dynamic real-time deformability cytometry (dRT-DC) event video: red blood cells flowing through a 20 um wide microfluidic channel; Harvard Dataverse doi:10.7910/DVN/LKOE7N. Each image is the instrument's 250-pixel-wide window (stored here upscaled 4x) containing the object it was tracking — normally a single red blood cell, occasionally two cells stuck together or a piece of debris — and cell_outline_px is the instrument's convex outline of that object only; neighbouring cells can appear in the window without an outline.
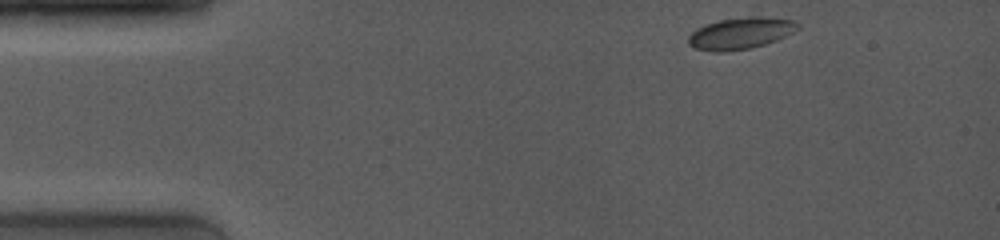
{"species": "common noctule bat (a hibernating species)", "species_latin": "Nyctalus noctula", "temperature_condition": "room temperature", "stored_images_in_passage": 52, "camera_frame_rate_fps": 4000, "um_per_image_px": 0.085, "animal": {"sex": "female", "body_mass_g": 19.0, "forearm_length_mm": 53.3}, "frame": {"image": 1, "passage_image": 1, "time_ms": 0.0, "image_size_px": [1000, 240], "cell_outline_px": [[800, 28], [776, 40], [752, 48], [724, 52], [712, 52], [696, 48], [688, 44], [688, 36], [696, 28], [704, 24], [720, 20], [748, 16], [756, 16], [792, 20], [800, 24]], "centroid_in_image_um": [62.91, 2.83], "position_along_channel_um": 22.1, "area_um2": 20.17}}
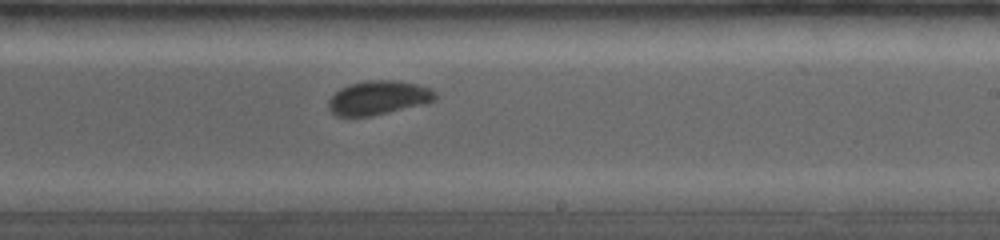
{"frame": {"image": 2, "passage_image": 30, "time_ms": 8.0, "image_size_px": [1000, 240], "cell_outline_px": [[436, 100], [372, 116], [336, 116], [328, 108], [328, 100], [340, 88], [348, 84], [368, 80], [396, 80], [416, 84], [428, 88], [436, 92]], "centroid_in_image_um": [32.12, 8.3], "position_along_channel_um": 256.9, "area_um2": 20.92}}
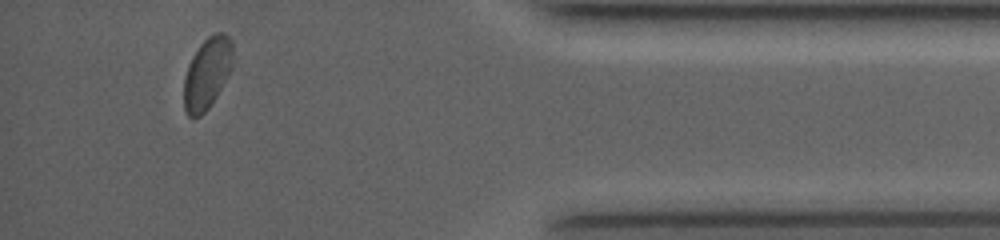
{"frame": {"image": 3, "passage_image": 47, "time_ms": 12.75, "image_size_px": [1000, 240], "cell_outline_px": [[232, 68], [228, 76], [216, 96], [208, 108], [200, 116], [188, 116], [184, 108], [184, 76], [188, 64], [192, 56], [200, 44], [208, 36], [216, 32], [224, 32], [232, 40]], "centroid_in_image_um": [17.61, 6.19], "position_along_channel_um": 417.6, "area_um2": 20.35}, "authors_computed_cell_mechanics": {"area_um2": 20.6924, "velocity_mm_per_s": 3.9556, "shape_relaxation_time_tau1_ms": 2.9715, "shape_relaxation_time_tau2_ms": 1.0042, "deformation_change_tau1": 0.0519, "deformation_change_tau2": 0.0428}}